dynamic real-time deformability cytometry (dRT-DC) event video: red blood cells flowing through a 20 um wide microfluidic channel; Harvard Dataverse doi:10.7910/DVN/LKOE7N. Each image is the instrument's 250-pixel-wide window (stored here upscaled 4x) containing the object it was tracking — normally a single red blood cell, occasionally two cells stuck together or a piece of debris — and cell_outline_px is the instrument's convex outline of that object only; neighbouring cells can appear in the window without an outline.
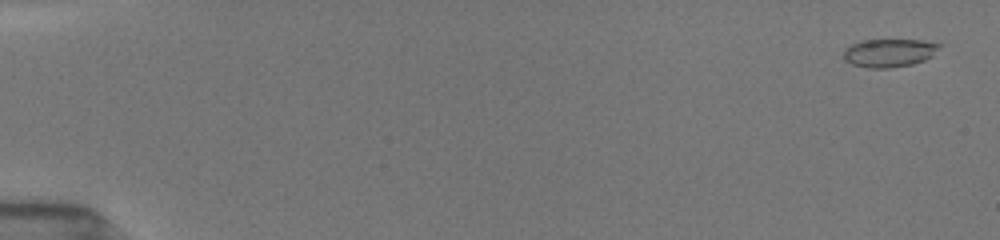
{"species": "common noctule bat (a hibernating species)", "species_latin": "Nyctalus noctula", "temperature_condition": "room temperature", "stored_images_in_passage": 16, "camera_frame_rate_fps": 3000, "um_per_image_px": 0.085, "animal": {"sex": "female", "body_mass_g": 19.5, "forearm_length_mm": 54.1}, "frame": {"image": 1, "passage_image": 1, "time_ms": 0.0, "image_size_px": [1000, 240], "cell_outline_px": [[944, 44], [932, 56], [924, 60], [912, 64], [888, 68], [868, 68], [852, 64], [844, 60], [844, 48], [852, 44], [864, 40], [920, 40]], "centroid_in_image_um": [75.6, 4.49], "position_along_channel_um": 9.4, "area_um2": 15.78}}
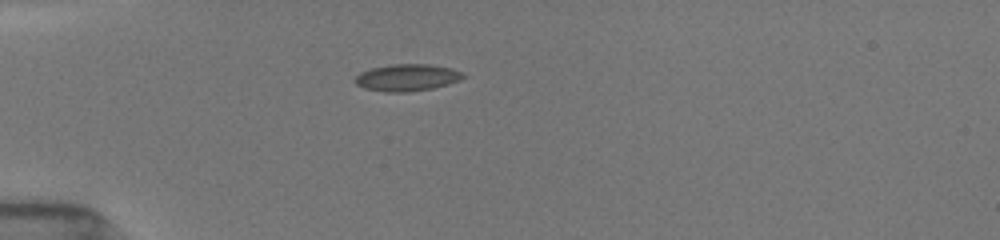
{"frame": {"image": 2, "passage_image": 13, "time_ms": 4.0, "image_size_px": [1000, 240], "cell_outline_px": [[468, 76], [460, 80], [448, 84], [432, 88], [408, 92], [384, 92], [364, 88], [356, 84], [352, 80], [360, 72], [372, 68], [392, 64], [428, 64], [452, 68], [464, 72]], "centroid_in_image_um": [34.62, 6.59], "position_along_channel_um": 50.4, "area_um2": 17.17}}
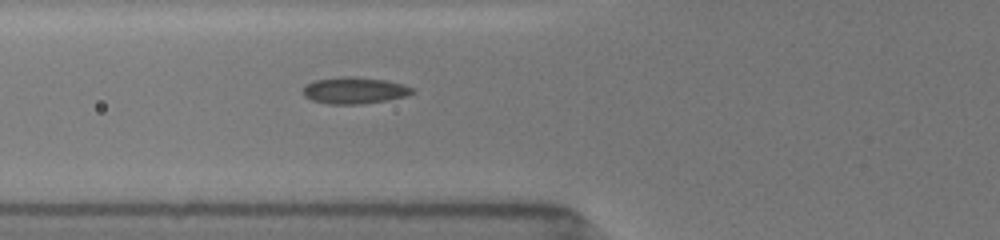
{"frame": {"image": 3, "passage_image": 16, "time_ms": 5.0, "image_size_px": [1000, 240], "cell_outline_px": [[416, 92], [408, 96], [388, 100], [360, 104], [328, 104], [312, 100], [304, 96], [304, 88], [312, 80], [348, 76], [352, 76], [384, 80], [404, 84], [412, 88]], "centroid_in_image_um": [30.16, 7.69], "position_along_channel_um": 95.6, "area_um2": 16.94}}